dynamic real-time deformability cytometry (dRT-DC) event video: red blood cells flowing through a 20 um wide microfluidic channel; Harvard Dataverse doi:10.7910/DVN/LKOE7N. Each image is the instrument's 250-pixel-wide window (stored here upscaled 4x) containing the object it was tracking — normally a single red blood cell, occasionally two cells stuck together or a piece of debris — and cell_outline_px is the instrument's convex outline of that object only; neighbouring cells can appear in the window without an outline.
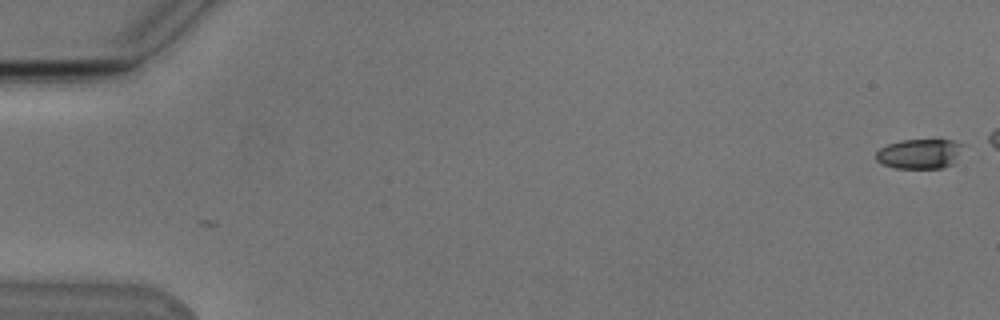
{"species": "Egyptian fruit bat (a non-hibernating species)", "species_latin": "Rousettus aegyptiacus", "temperature_condition": "cold", "stored_images_in_passage": 45, "camera_frame_rate_fps": 3000, "um_per_image_px": 0.085, "animal": {"sex": "male"}, "frame": {"image": 1, "passage_image": 1, "time_ms": 0.0, "image_size_px": [1000, 320], "cell_outline_px": [[964, 144], [952, 164], [944, 168], [896, 168], [884, 164], [876, 160], [876, 152], [880, 148], [888, 144], [900, 140], [936, 136], [952, 140]], "centroid_in_image_um": [78.19, 13.01], "position_along_channel_um": 6.8, "area_um2": 15.72}}
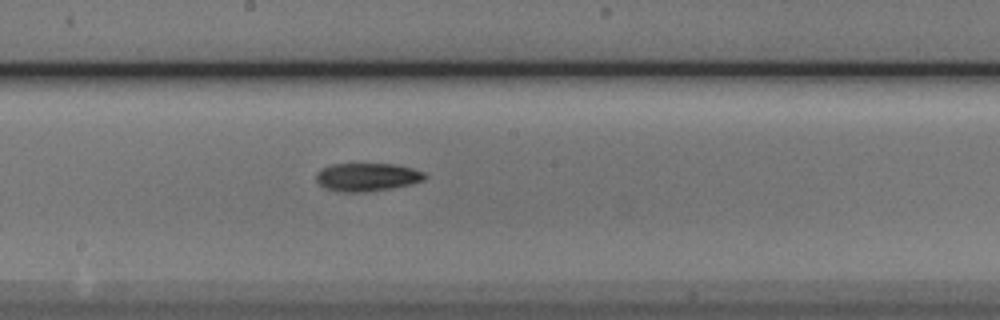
{"frame": {"image": 2, "passage_image": 30, "time_ms": 9.667, "image_size_px": [1000, 320], "cell_outline_px": [[428, 176], [424, 180], [412, 184], [392, 188], [368, 192], [340, 192], [324, 188], [316, 180], [316, 172], [320, 168], [332, 164], [396, 164], [412, 168], [424, 172]], "centroid_in_image_um": [31.2, 15.05], "position_along_channel_um": 217.0, "area_um2": 18.09}}
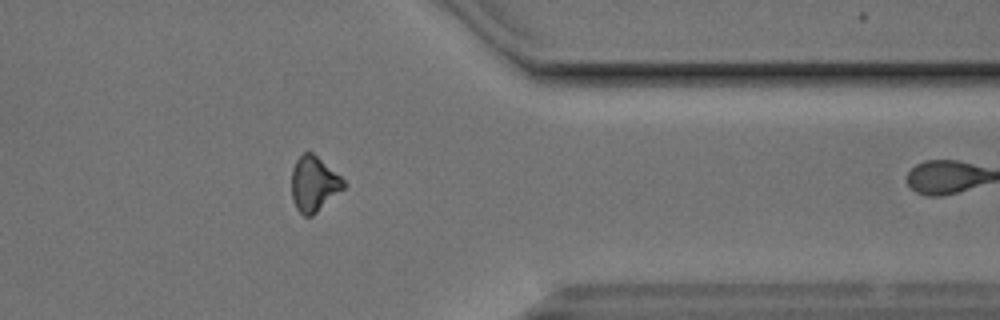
{"frame": {"image": 3, "passage_image": 44, "time_ms": 14.333, "image_size_px": [1000, 320], "cell_outline_px": [[348, 184], [344, 188], [312, 216], [304, 216], [296, 208], [292, 200], [292, 168], [296, 160], [304, 152], [312, 152], [340, 176]], "centroid_in_image_um": [26.67, 15.64], "position_along_channel_um": 384.7, "area_um2": 16.59}}